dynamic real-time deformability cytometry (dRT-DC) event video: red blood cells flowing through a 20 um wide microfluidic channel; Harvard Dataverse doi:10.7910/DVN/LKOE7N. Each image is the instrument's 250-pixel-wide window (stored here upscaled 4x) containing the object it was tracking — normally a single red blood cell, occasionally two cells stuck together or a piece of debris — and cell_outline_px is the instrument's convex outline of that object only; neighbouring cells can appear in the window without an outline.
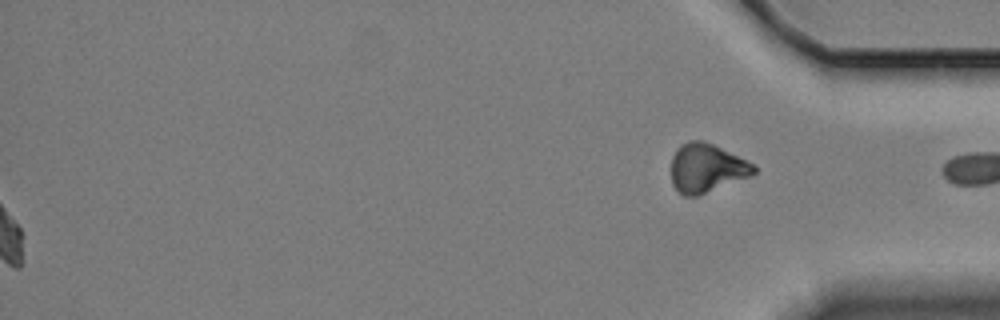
{"species": "Egyptian fruit bat (a non-hibernating species)", "species_latin": "Rousettus aegyptiacus", "temperature_condition": "cold", "stored_images_in_passage": 50, "segment_of_instrument_passage": [2, 2], "camera_frame_rate_fps": 3000, "um_per_image_px": 0.085, "animal": {"sex": "female"}, "frame": {"image": 1, "passage_image": 50, "time_ms": 16.333, "image_size_px": [1000, 320], "cell_outline_px": [[756, 172], [748, 176], [696, 196], [684, 196], [672, 184], [672, 156], [676, 148], [680, 144], [688, 140], [700, 140], [712, 144], [752, 164], [756, 168]], "centroid_in_image_um": [59.99, 14.27], "position_along_channel_um": 375.2, "area_um2": 22.83}}